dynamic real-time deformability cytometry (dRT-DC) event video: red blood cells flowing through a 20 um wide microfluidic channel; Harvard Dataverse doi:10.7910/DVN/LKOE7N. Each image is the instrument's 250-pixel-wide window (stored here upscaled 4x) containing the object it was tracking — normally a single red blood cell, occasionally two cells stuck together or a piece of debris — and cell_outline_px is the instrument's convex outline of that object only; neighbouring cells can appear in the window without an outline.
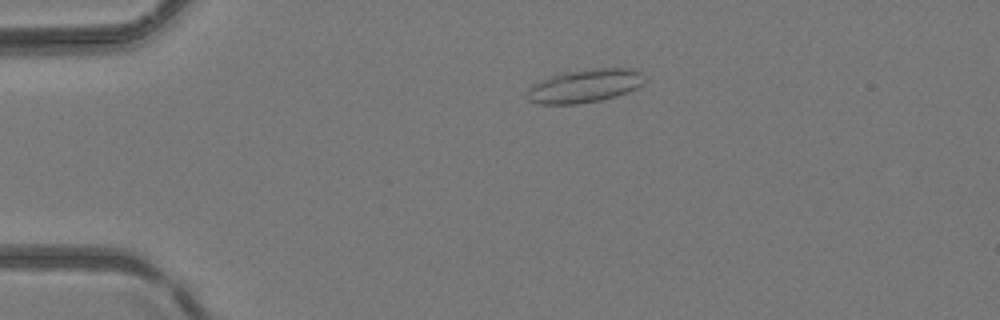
{"species": "common noctule bat (a hibernating species)", "species_latin": "Nyctalus noctula", "temperature_condition": "room temperature", "stored_images_in_passage": 5, "camera_frame_rate_fps": 3000, "um_per_image_px": 0.085, "animal": {"sex": "female", "body_mass_g": 24.6, "forearm_length_mm": 56.2}, "frame": {"image": 1, "passage_image": 4, "time_ms": 3.333, "image_size_px": [1000, 320], "cell_outline_px": [[644, 84], [628, 92], [616, 96], [600, 100], [576, 104], [540, 104], [528, 100], [528, 88], [532, 84], [556, 72], [592, 68], [632, 68], [640, 72], [644, 76]], "centroid_in_image_um": [49.69, 7.28], "position_along_channel_um": 35.3, "area_um2": 23.18}}